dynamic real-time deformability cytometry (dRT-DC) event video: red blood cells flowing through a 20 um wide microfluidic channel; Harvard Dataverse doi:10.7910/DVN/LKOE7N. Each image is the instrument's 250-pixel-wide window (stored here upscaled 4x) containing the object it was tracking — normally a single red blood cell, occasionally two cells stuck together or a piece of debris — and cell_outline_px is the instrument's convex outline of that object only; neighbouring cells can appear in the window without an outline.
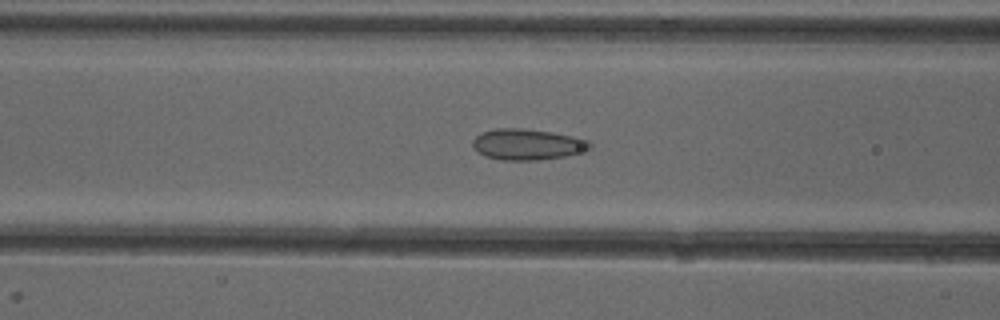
{"species": "common noctule bat (a hibernating species)", "species_latin": "Nyctalus noctula", "temperature_condition": "cold", "stored_images_in_passage": 51, "camera_frame_rate_fps": 3000, "um_per_image_px": 0.085, "animal": {"sex": "female"}, "frame": {"image": 1, "passage_image": 20, "time_ms": 6.333, "image_size_px": [1000, 320], "cell_outline_px": [[592, 148], [564, 156], [536, 160], [500, 160], [484, 156], [472, 144], [472, 140], [480, 132], [496, 128], [524, 128], [552, 132], [572, 136], [588, 140], [592, 144]], "centroid_in_image_um": [44.8, 12.26], "position_along_channel_um": 121.8, "area_um2": 21.1}}
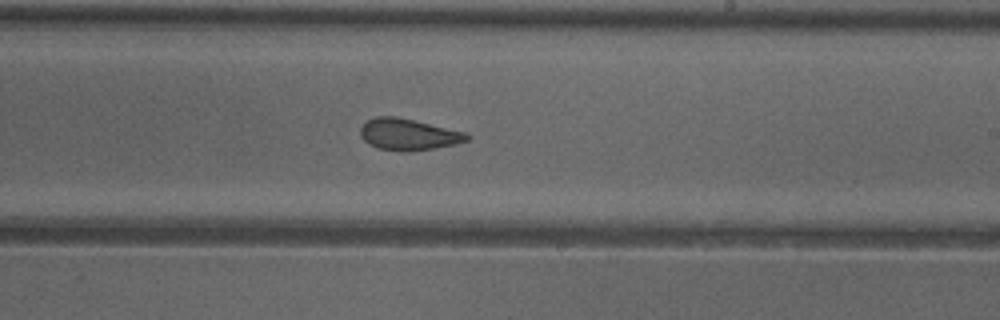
{"frame": {"image": 2, "passage_image": 30, "time_ms": 9.667, "image_size_px": [1000, 320], "cell_outline_px": [[472, 136], [468, 140], [456, 144], [436, 148], [408, 152], [400, 152], [376, 148], [368, 144], [360, 136], [360, 128], [368, 120], [376, 116], [396, 116], [468, 132]], "centroid_in_image_um": [34.74, 11.44], "position_along_channel_um": 254.3, "area_um2": 19.94}}
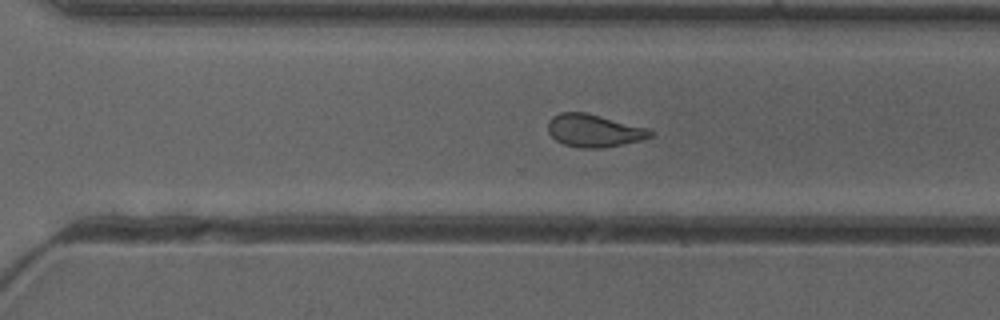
{"frame": {"image": 3, "passage_image": 35, "time_ms": 11.333, "image_size_px": [1000, 320], "cell_outline_px": [[652, 136], [640, 140], [600, 148], [580, 148], [564, 144], [556, 140], [548, 132], [548, 120], [552, 116], [560, 112], [584, 112], [648, 128], [652, 132]], "centroid_in_image_um": [50.44, 11.09], "position_along_channel_um": 320.2, "area_um2": 19.25}, "authors_computed_cell_mechanics": {"area_um2": 20.519, "velocity_mm_per_s": 3.9678, "shape_relaxation_time_tau1_ms": null, "shape_relaxation_time_tau2_ms": 1.5617, "deformation_change_tau1": null, "deformation_change_tau2": 0.0744}}